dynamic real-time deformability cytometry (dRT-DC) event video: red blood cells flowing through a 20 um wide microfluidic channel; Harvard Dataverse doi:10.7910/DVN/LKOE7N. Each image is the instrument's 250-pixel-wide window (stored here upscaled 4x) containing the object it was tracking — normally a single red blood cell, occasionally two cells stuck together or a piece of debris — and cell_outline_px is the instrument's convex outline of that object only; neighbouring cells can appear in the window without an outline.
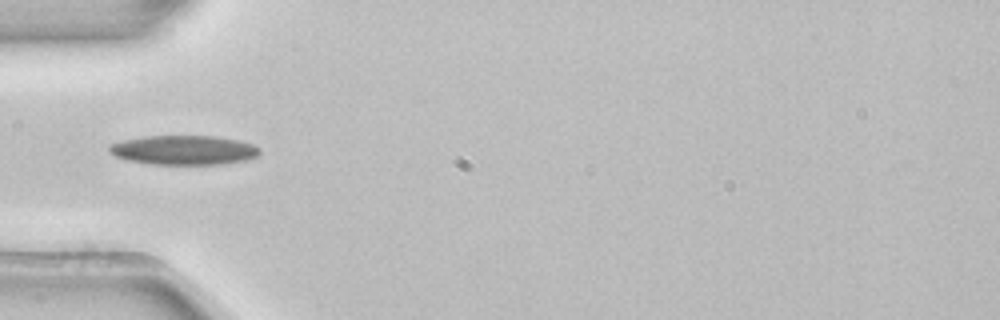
{"species": "common noctule bat (a hibernating species)", "species_latin": "Nyctalus noctula", "temperature_condition": "room temperature", "stored_images_in_passage": 3, "camera_frame_rate_fps": 3000, "um_per_image_px": 0.085, "animal": {"sex": "female", "body_mass_g": 22.7, "forearm_length_mm": 54.2}, "frame": {"image": 1, "passage_image": 3, "time_ms": 0.667, "image_size_px": [1000, 320], "cell_outline_px": [[260, 152], [256, 156], [248, 160], [220, 164], [152, 164], [124, 160], [108, 152], [108, 144], [124, 140], [144, 136], [216, 136], [236, 140], [252, 144], [260, 148]], "centroid_in_image_um": [15.59, 12.76], "position_along_channel_um": 69.4, "area_um2": 25.84}}